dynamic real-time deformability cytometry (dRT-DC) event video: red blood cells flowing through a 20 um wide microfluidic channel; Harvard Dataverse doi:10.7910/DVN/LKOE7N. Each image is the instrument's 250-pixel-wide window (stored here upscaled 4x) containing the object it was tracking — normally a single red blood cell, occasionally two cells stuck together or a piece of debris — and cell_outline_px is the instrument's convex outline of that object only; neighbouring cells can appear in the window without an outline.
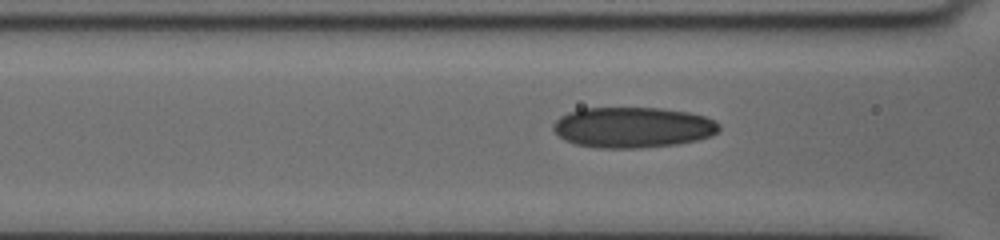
{"species": "human", "species_latin": "Homo sapiens", "temperature_condition": "cold", "stored_images_in_passage": 38, "camera_frame_rate_fps": 3000, "um_per_image_px": 0.085, "donor": {"sex": "female"}, "frame": {"image": 1, "passage_image": 34, "time_ms": 7.667, "image_size_px": [1000, 240], "cell_outline_px": [[720, 128], [716, 132], [708, 136], [696, 140], [676, 144], [640, 148], [600, 148], [576, 144], [564, 140], [552, 128], [552, 124], [560, 116], [568, 112], [580, 108], [660, 108], [688, 112], [704, 116], [720, 124]], "centroid_in_image_um": [53.74, 10.82], "position_along_channel_um": 112.9, "area_um2": 39.19}}